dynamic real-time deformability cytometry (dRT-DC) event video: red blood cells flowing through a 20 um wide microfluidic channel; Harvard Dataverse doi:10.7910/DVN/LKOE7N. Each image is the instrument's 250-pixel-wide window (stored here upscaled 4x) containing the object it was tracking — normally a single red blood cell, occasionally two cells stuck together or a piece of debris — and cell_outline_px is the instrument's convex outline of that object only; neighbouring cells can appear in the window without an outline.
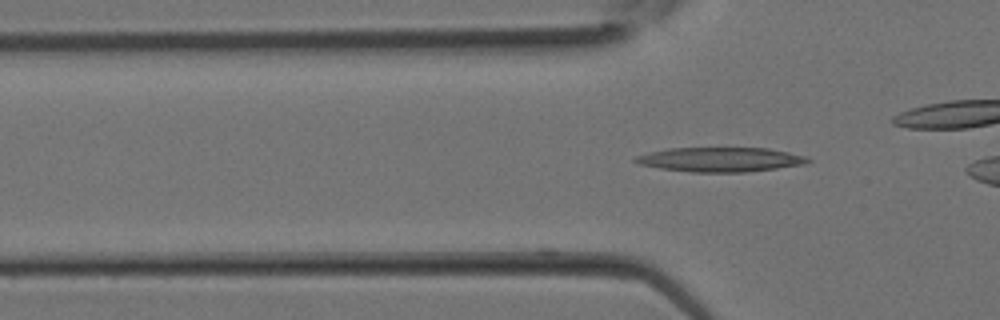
{"species": "Egyptian fruit bat (a non-hibernating species)", "species_latin": "Rousettus aegyptiacus", "temperature_condition": "room temperature", "stored_images_in_passage": 3, "camera_frame_rate_fps": 3000, "um_per_image_px": 0.085, "animal": {"sex": "female"}, "frame": {"image": 1, "passage_image": 3, "time_ms": 0.667, "image_size_px": [1000, 320], "cell_outline_px": [[812, 160], [804, 164], [776, 168], [744, 172], [692, 172], [660, 168], [640, 164], [632, 160], [636, 156], [668, 148], [768, 148], [788, 152], [804, 156]], "centroid_in_image_um": [61.23, 13.56], "position_along_channel_um": 64.6, "area_um2": 24.28}}